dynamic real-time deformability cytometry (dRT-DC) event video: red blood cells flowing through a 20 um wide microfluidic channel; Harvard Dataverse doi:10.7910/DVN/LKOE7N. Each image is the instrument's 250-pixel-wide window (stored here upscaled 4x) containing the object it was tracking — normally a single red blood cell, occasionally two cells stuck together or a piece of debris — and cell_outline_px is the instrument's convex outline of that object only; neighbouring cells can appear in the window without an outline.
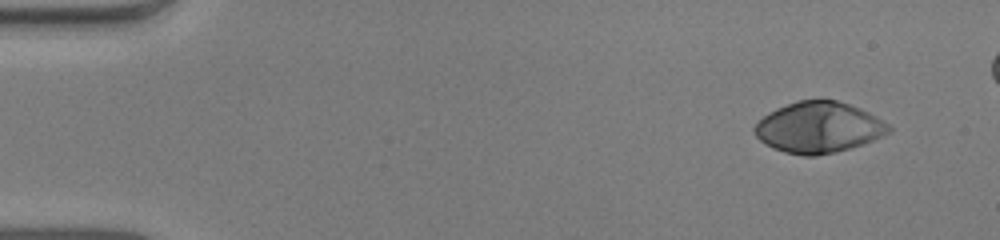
{"species": "human", "species_latin": "Homo sapiens", "temperature_condition": "warm", "stored_images_in_passage": 47, "camera_frame_rate_fps": 3000, "um_per_image_px": 0.085, "donor": {"sex": "male"}, "frame": {"image": 1, "passage_image": 1, "time_ms": 0.0, "image_size_px": [1000, 240], "cell_outline_px": [[892, 132], [872, 140], [836, 152], [816, 156], [804, 156], [784, 152], [772, 148], [760, 140], [752, 132], [752, 128], [768, 112], [776, 108], [796, 100], [836, 100], [860, 108], [876, 116], [888, 124], [892, 128]], "centroid_in_image_um": [69.56, 10.83], "position_along_channel_um": 15.4, "area_um2": 39.82}}
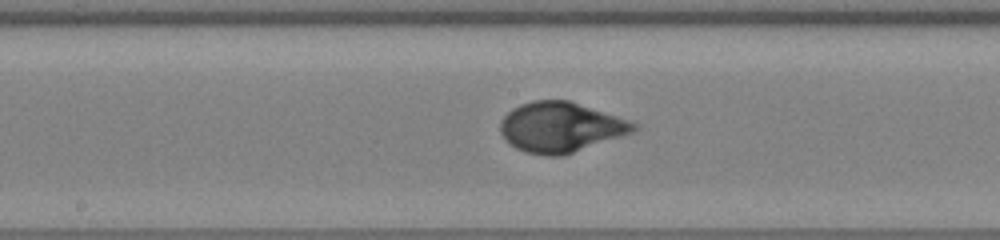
{"frame": {"image": 2, "passage_image": 24, "time_ms": 7.667, "image_size_px": [1000, 240], "cell_outline_px": [[636, 128], [632, 132], [564, 156], [548, 156], [524, 152], [516, 148], [500, 132], [500, 120], [512, 108], [520, 104], [532, 100], [568, 100], [628, 120], [636, 124]], "centroid_in_image_um": [47.61, 10.81], "position_along_channel_um": 200.6, "area_um2": 38.49}}
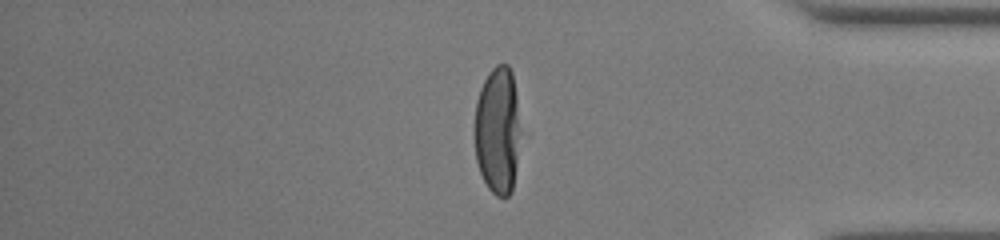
{"frame": {"image": 3, "passage_image": 40, "time_ms": 13.0, "image_size_px": [1000, 240], "cell_outline_px": [[516, 164], [512, 192], [504, 200], [496, 196], [488, 188], [480, 172], [476, 160], [472, 132], [476, 100], [480, 88], [488, 72], [496, 64], [508, 64], [512, 72], [516, 96]], "centroid_in_image_um": [42.2, 11.1], "position_along_channel_um": 393.0, "area_um2": 33.87}, "authors_computed_cell_mechanics": {"area_um2": 38.437, "velocity_mm_per_s": 4.0353, "shape_relaxation_time_tau1_ms": 3.7155, "shape_relaxation_time_tau2_ms": null, "deformation_change_tau1": 0.2672, "deformation_change_tau2": null}}